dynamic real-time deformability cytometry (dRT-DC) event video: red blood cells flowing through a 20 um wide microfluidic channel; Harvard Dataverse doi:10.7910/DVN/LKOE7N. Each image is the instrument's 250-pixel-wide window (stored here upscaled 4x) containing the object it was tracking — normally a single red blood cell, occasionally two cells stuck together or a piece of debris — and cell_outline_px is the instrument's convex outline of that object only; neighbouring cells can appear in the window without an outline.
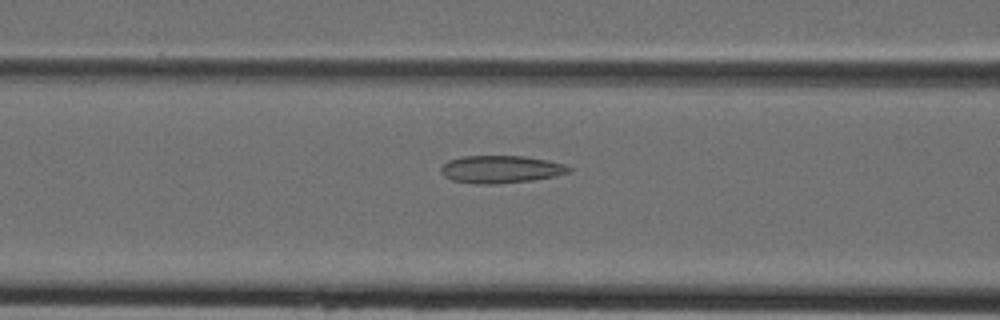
{"species": "Egyptian fruit bat (a non-hibernating species)", "species_latin": "Rousettus aegyptiacus", "temperature_condition": "cold", "stored_images_in_passage": 36, "camera_frame_rate_fps": 3000, "um_per_image_px": 0.085, "animal": {"sex": "female"}, "frame": {"image": 1, "passage_image": 10, "time_ms": 3.0, "image_size_px": [1000, 320], "cell_outline_px": [[572, 172], [556, 176], [532, 180], [492, 184], [476, 184], [452, 180], [444, 176], [440, 172], [440, 168], [448, 160], [464, 156], [524, 156], [564, 164], [572, 168]], "centroid_in_image_um": [42.56, 14.39], "position_along_channel_um": 124.0, "area_um2": 20.52}}
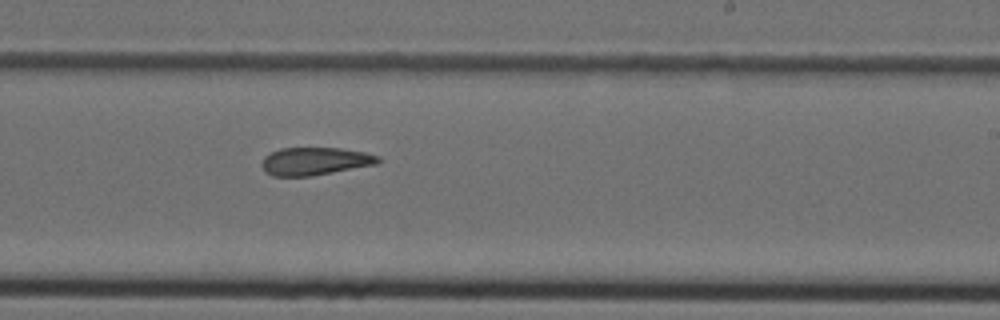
{"frame": {"image": 2, "passage_image": 19, "time_ms": 6.0, "image_size_px": [1000, 320], "cell_outline_px": [[380, 160], [376, 164], [312, 176], [272, 176], [264, 172], [260, 164], [264, 156], [280, 148], [340, 148], [364, 152], [380, 156]], "centroid_in_image_um": [26.73, 13.71], "position_along_channel_um": 262.3, "area_um2": 18.9}}
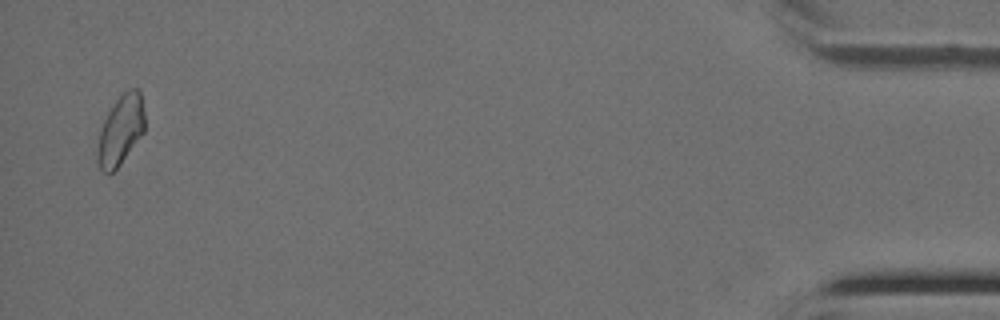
{"frame": {"image": 3, "passage_image": 35, "time_ms": 11.333, "image_size_px": [1000, 320], "cell_outline_px": [[144, 132], [120, 164], [108, 176], [100, 172], [96, 160], [96, 148], [100, 132], [104, 120], [108, 112], [116, 100], [128, 88], [140, 88], [144, 112]], "centroid_in_image_um": [10.23, 11.1], "position_along_channel_um": 425.0, "area_um2": 19.42}}